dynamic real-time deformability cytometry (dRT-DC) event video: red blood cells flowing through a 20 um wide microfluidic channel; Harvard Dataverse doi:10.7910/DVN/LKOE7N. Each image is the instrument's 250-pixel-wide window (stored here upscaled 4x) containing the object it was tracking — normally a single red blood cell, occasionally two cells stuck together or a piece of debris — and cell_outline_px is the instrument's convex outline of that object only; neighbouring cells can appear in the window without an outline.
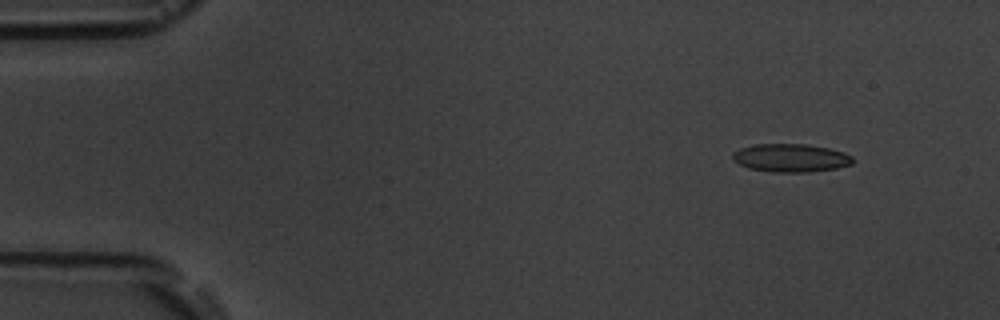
{"species": "common noctule bat (a hibernating species)", "species_latin": "Nyctalus noctula", "temperature_condition": "room temperature", "stored_images_in_passage": 4, "camera_frame_rate_fps": 3000, "um_per_image_px": 0.085, "animal": {"sex": "male", "body_mass_g": 19.5, "forearm_length_mm": 54.6}, "frame": {"image": 1, "passage_image": 1, "time_ms": 0.0, "image_size_px": [1000, 320], "cell_outline_px": [[852, 164], [836, 168], [808, 172], [776, 172], [748, 168], [732, 160], [732, 156], [740, 148], [752, 144], [804, 144], [828, 148], [844, 152], [852, 156]], "centroid_in_image_um": [67.21, 13.42], "position_along_channel_um": 17.8, "area_um2": 19.59}}
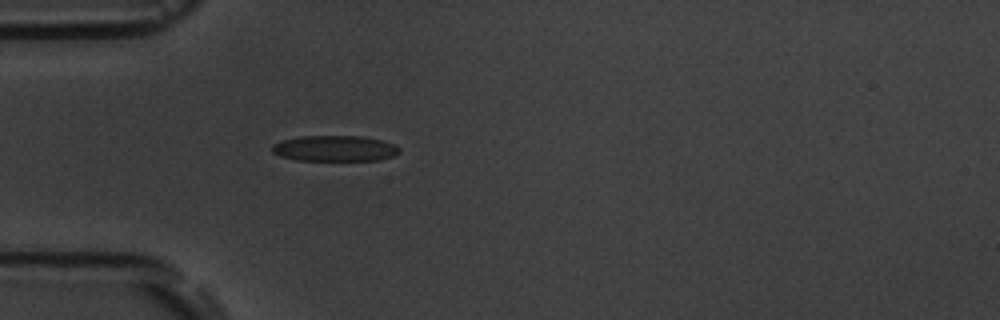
{"frame": {"image": 2, "passage_image": 4, "time_ms": 3.667, "image_size_px": [1000, 320], "cell_outline_px": [[400, 152], [392, 156], [376, 160], [296, 160], [280, 156], [272, 152], [272, 144], [284, 140], [300, 136], [364, 136], [380, 140], [392, 144], [400, 148]], "centroid_in_image_um": [28.43, 12.61], "position_along_channel_um": 56.6, "area_um2": 18.96}}